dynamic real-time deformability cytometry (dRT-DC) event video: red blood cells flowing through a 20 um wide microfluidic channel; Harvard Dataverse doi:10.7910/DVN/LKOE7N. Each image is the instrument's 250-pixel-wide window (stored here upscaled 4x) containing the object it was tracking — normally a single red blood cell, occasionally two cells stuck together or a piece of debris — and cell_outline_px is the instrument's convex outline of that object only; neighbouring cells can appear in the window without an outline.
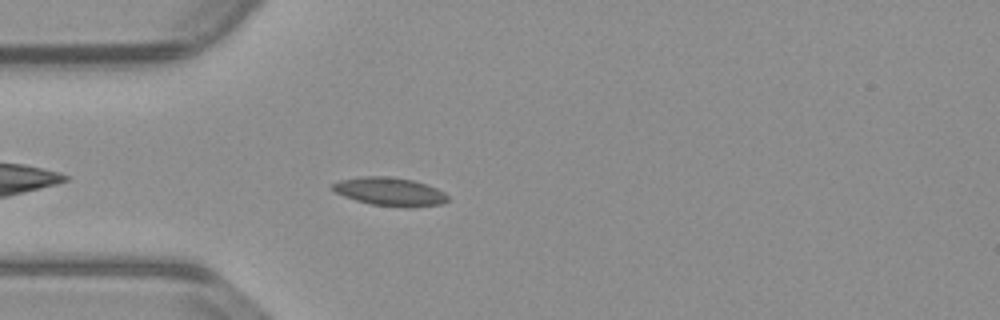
{"species": "common noctule bat (a hibernating species)", "species_latin": "Nyctalus noctula", "temperature_condition": "warm", "stored_images_in_passage": 44, "camera_frame_rate_fps": 3000, "um_per_image_px": 0.085, "animal": {"sex": "male", "body_mass_g": 23.1, "forearm_length_mm": 52.7}, "frame": {"image": 1, "passage_image": 5, "time_ms": 1.333, "image_size_px": [1000, 320], "cell_outline_px": [[448, 200], [440, 204], [412, 208], [408, 208], [372, 204], [356, 200], [344, 196], [328, 188], [332, 184], [340, 180], [364, 176], [392, 176], [412, 180], [428, 184], [444, 192], [448, 196]], "centroid_in_image_um": [33.14, 16.29], "position_along_channel_um": 51.9, "area_um2": 19.19}}
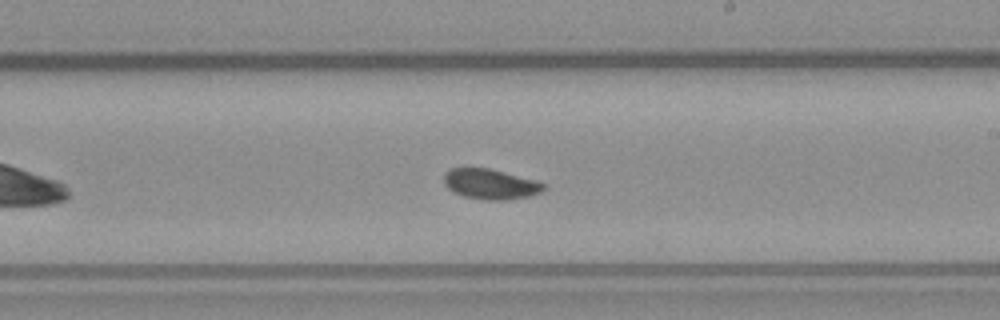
{"frame": {"image": 2, "passage_image": 21, "time_ms": 6.667, "image_size_px": [1000, 320], "cell_outline_px": [[544, 188], [540, 192], [528, 196], [504, 200], [484, 200], [464, 196], [452, 192], [444, 184], [444, 172], [452, 168], [488, 168], [536, 180], [544, 184]], "centroid_in_image_um": [41.64, 15.65], "position_along_channel_um": 247.4, "area_um2": 17.46}}
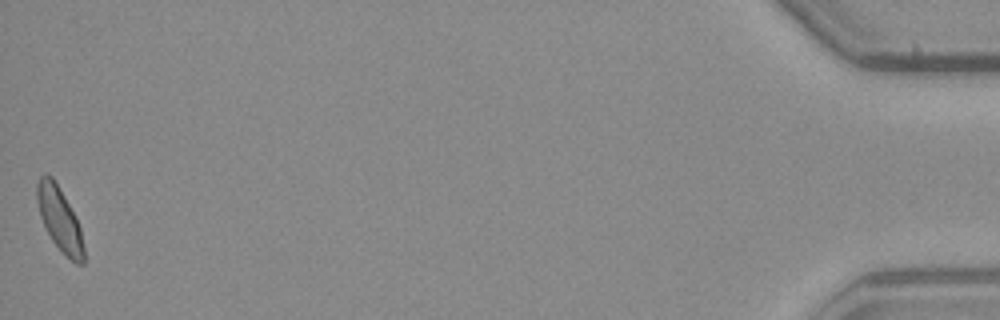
{"frame": {"image": 3, "passage_image": 44, "time_ms": 14.333, "image_size_px": [1000, 320], "cell_outline_px": [[84, 264], [76, 264], [52, 240], [40, 216], [36, 200], [36, 184], [40, 176], [44, 172], [52, 176], [76, 216], [80, 228], [84, 248]], "centroid_in_image_um": [5.05, 18.57], "position_along_channel_um": 430.1, "area_um2": 17.17}, "authors_computed_cell_mechanics": {"area_um2": 17.4556, "velocity_mm_per_s": 3.7931, "shape_relaxation_time_tau1_ms": 4.5741, "shape_relaxation_time_tau2_ms": null, "deformation_change_tau1": 0.0833, "deformation_change_tau2": null}}